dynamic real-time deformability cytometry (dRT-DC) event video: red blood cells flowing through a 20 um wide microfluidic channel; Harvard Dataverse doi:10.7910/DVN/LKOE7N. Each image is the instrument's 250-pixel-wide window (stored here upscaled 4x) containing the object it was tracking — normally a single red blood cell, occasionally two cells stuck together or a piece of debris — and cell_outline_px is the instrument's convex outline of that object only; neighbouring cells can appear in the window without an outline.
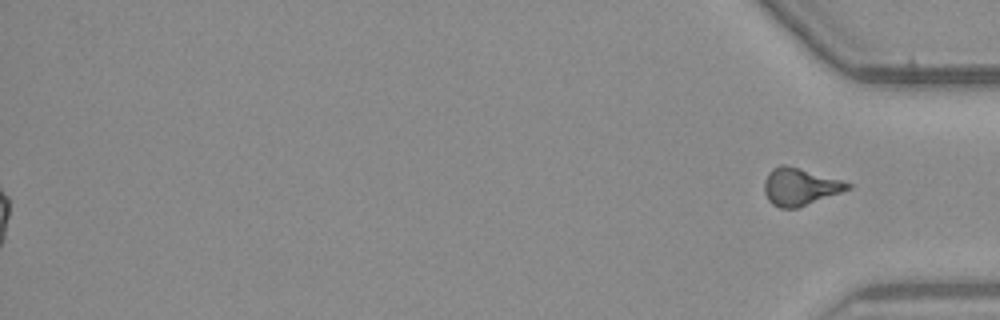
{"species": "common noctule bat (a hibernating species)", "species_latin": "Nyctalus noctula", "temperature_condition": "warm", "stored_images_in_passage": 57, "segment_of_instrument_passage": [2, 2], "camera_frame_rate_fps": 3000, "um_per_image_px": 0.085, "animal": {"sex": "male", "body_mass_g": 23.1, "forearm_length_mm": 52.7}, "frame": {"image": 1, "passage_image": 57, "time_ms": 18.667, "image_size_px": [1000, 320], "cell_outline_px": [[852, 188], [796, 208], [780, 208], [772, 204], [768, 200], [764, 192], [764, 180], [768, 172], [772, 168], [780, 164], [784, 164], [800, 168], [840, 180], [852, 184]], "centroid_in_image_um": [67.95, 15.86], "position_along_channel_um": 367.3, "area_um2": 17.98}}